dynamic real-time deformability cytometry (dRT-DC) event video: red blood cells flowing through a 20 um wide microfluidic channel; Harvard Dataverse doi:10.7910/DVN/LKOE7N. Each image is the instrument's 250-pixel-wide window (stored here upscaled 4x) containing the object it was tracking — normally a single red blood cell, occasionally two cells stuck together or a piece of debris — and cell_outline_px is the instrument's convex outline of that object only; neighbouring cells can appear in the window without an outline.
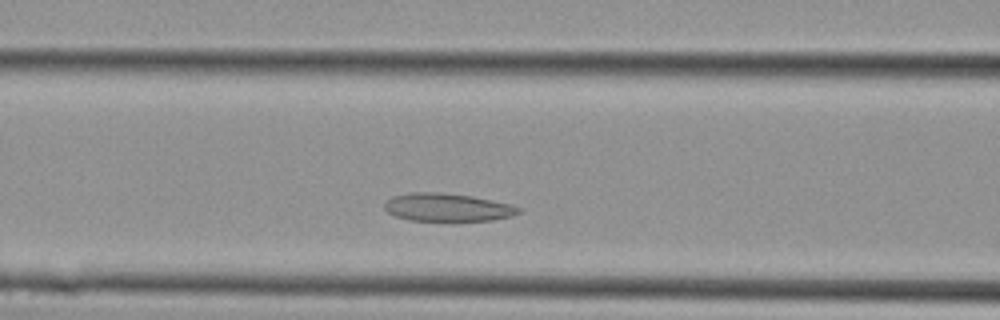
{"species": "Egyptian fruit bat (a non-hibernating species)", "species_latin": "Rousettus aegyptiacus", "temperature_condition": "cold", "stored_images_in_passage": 24, "segment_of_instrument_passage": [1, 2], "camera_frame_rate_fps": 3000, "um_per_image_px": 0.085, "animal": {"sex": "female"}, "frame": {"image": 1, "passage_image": 5, "time_ms": 1.333, "image_size_px": [1000, 320], "cell_outline_px": [[520, 212], [512, 216], [492, 220], [408, 220], [396, 216], [388, 212], [384, 208], [384, 204], [392, 196], [412, 192], [444, 192], [472, 196], [512, 204], [520, 208]], "centroid_in_image_um": [38.03, 17.61], "position_along_channel_um": 128.6, "area_um2": 21.79}}
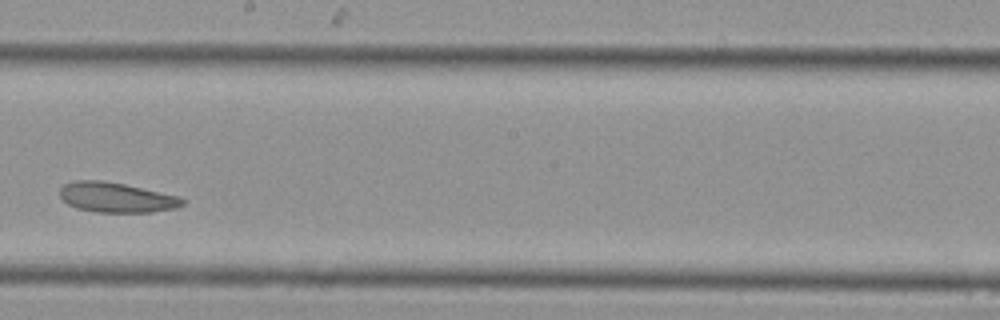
{"frame": {"image": 2, "passage_image": 10, "time_ms": 3.0, "image_size_px": [1000, 320], "cell_outline_px": [[188, 200], [184, 204], [176, 208], [152, 212], [96, 212], [76, 208], [60, 200], [60, 188], [64, 184], [76, 180], [100, 180], [124, 184], [176, 196]], "centroid_in_image_um": [9.85, 16.79], "position_along_channel_um": 238.3, "area_um2": 21.39}}
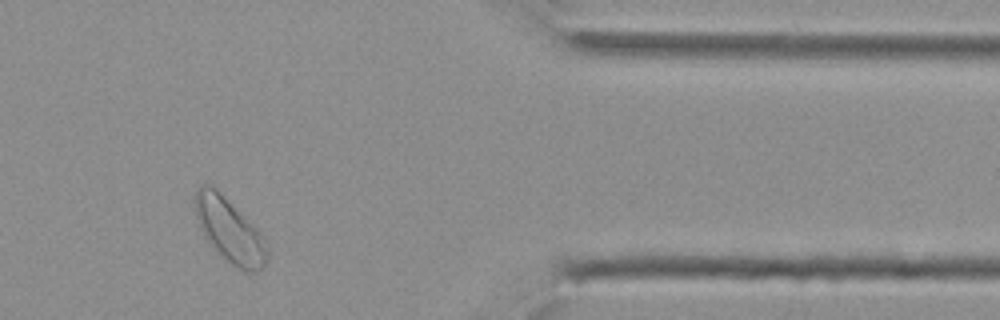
{"frame": {"image": 3, "passage_image": 18, "time_ms": 5.667, "image_size_px": [1000, 320], "cell_outline_px": [[268, 260], [264, 268], [256, 272], [248, 272], [232, 264], [212, 248], [200, 228], [196, 216], [196, 192], [200, 184], [208, 184], [252, 224], [260, 232], [268, 244]], "centroid_in_image_um": [19.55, 19.67], "position_along_channel_um": 391.8, "area_um2": 26.13}}